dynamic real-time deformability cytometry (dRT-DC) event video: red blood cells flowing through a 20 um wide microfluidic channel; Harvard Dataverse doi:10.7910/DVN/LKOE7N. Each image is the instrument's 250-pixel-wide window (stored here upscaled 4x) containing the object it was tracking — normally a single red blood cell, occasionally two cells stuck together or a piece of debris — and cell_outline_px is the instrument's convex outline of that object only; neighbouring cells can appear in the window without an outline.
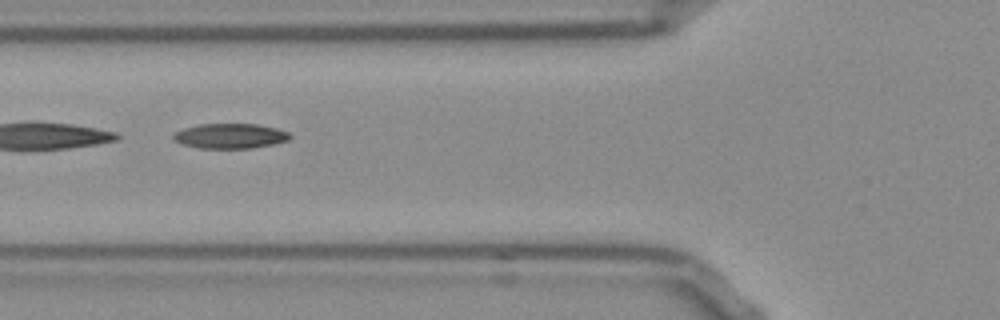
{"species": "Egyptian fruit bat (a non-hibernating species)", "species_latin": "Rousettus aegyptiacus", "temperature_condition": "room temperature", "stored_images_in_passage": 51, "segment_of_instrument_passage": [2, 2], "camera_frame_rate_fps": 3000, "um_per_image_px": 0.085, "frame": {"image": 1, "passage_image": 19, "time_ms": 6.0, "image_size_px": [1000, 320], "cell_outline_px": [[292, 136], [288, 140], [272, 144], [252, 148], [200, 148], [184, 144], [176, 140], [172, 136], [176, 132], [184, 128], [200, 124], [260, 124], [276, 128], [288, 132]], "centroid_in_image_um": [19.6, 11.55], "position_along_channel_um": 106.2, "area_um2": 16.76}}